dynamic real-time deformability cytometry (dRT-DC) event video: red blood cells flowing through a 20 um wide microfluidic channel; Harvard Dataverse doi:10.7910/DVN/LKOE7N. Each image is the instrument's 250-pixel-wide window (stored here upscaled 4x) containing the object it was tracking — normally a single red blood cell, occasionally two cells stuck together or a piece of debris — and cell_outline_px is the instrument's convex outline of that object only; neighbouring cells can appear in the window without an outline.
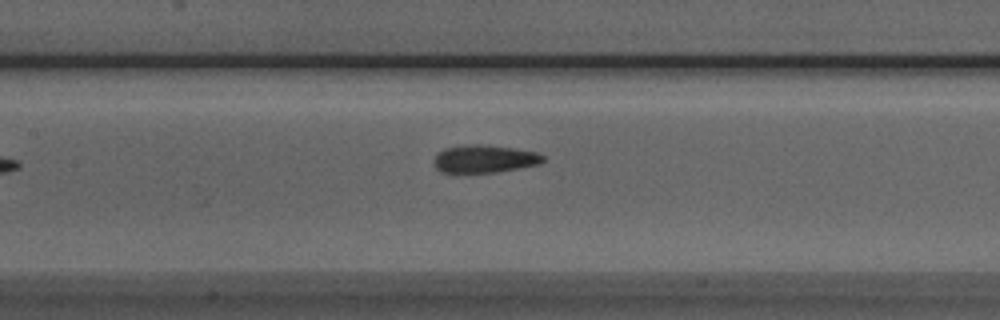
{"species": "Egyptian fruit bat (a non-hibernating species)", "species_latin": "Rousettus aegyptiacus", "temperature_condition": "room temperature", "stored_images_in_passage": 7, "camera_frame_rate_fps": 3000, "um_per_image_px": 0.085, "animal": {"sex": "male"}, "frame": {"image": 1, "passage_image": 7, "time_ms": 8.0, "image_size_px": [1000, 320], "cell_outline_px": [[544, 160], [540, 164], [496, 172], [440, 172], [436, 168], [432, 160], [436, 152], [444, 148], [464, 144], [484, 144], [512, 148], [536, 152], [544, 156]], "centroid_in_image_um": [41.12, 13.49], "position_along_channel_um": 166.3, "area_um2": 17.8}}